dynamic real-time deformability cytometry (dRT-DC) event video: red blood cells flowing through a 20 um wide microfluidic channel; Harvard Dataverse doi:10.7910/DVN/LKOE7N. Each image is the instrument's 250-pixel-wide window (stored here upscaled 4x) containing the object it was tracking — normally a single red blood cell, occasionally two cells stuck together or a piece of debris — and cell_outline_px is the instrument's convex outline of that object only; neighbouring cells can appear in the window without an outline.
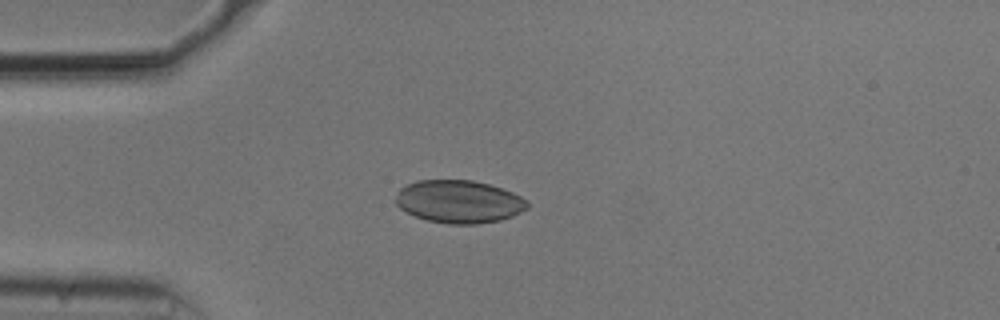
{"species": "common noctule bat (a hibernating species)", "species_latin": "Nyctalus noctula", "temperature_condition": "cold", "stored_images_in_passage": 26, "camera_frame_rate_fps": 3000, "um_per_image_px": 0.085, "animal": {"sex": "male", "body_mass_g": 20.5, "forearm_length_mm": 52.5}, "frame": {"image": 1, "passage_image": 1, "time_ms": 0.0, "image_size_px": [1000, 320], "cell_outline_px": [[528, 208], [512, 216], [500, 220], [476, 224], [448, 224], [428, 220], [416, 216], [400, 208], [396, 204], [396, 192], [400, 188], [416, 180], [472, 180], [488, 184], [512, 192], [528, 200]], "centroid_in_image_um": [39.01, 17.13], "position_along_channel_um": 46.0, "area_um2": 32.77}}
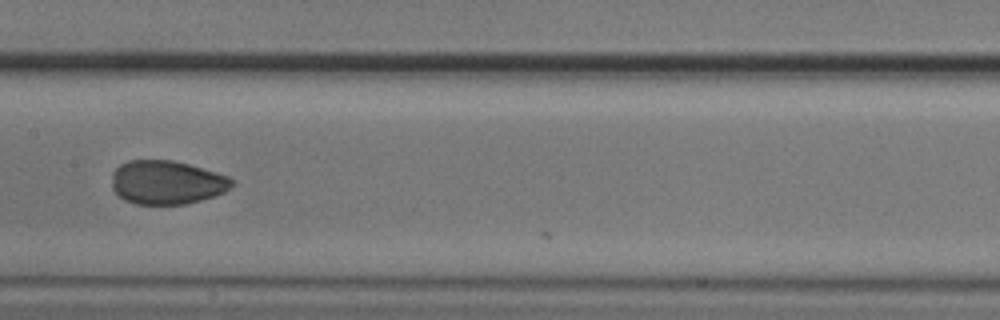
{"frame": {"image": 2, "passage_image": 14, "time_ms": 4.333, "image_size_px": [1000, 320], "cell_outline_px": [[236, 184], [224, 192], [216, 196], [184, 204], [136, 204], [124, 200], [112, 188], [112, 172], [120, 164], [128, 160], [172, 160], [188, 164], [216, 172], [228, 176], [236, 180]], "centroid_in_image_um": [14.2, 15.5], "position_along_channel_um": 193.2, "area_um2": 30.81}}
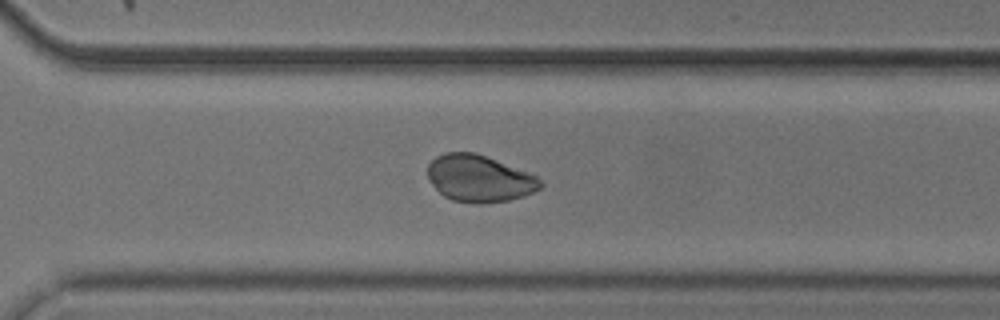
{"frame": {"image": 3, "passage_image": 25, "time_ms": 8.0, "image_size_px": [1000, 320], "cell_outline_px": [[544, 184], [540, 188], [524, 196], [508, 200], [480, 204], [476, 204], [452, 200], [444, 196], [432, 184], [428, 176], [428, 164], [436, 156], [444, 152], [476, 152], [528, 172], [536, 176]], "centroid_in_image_um": [40.73, 15.17], "position_along_channel_um": 329.9, "area_um2": 30.75}}